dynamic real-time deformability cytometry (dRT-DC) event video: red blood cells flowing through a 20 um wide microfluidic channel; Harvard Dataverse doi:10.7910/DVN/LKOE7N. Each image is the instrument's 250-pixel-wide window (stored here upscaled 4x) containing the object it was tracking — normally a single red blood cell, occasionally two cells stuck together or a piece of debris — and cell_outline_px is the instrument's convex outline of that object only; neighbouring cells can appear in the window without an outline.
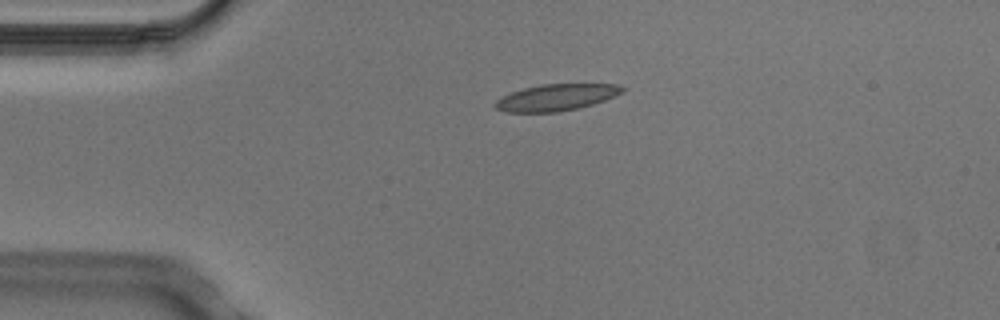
{"species": "Egyptian fruit bat (a non-hibernating species)", "species_latin": "Rousettus aegyptiacus", "temperature_condition": "cold", "stored_images_in_passage": 6, "camera_frame_rate_fps": 3000, "um_per_image_px": 0.085, "animal": {"sex": "male"}, "frame": {"image": 1, "passage_image": 4, "time_ms": 1.0, "image_size_px": [1000, 320], "cell_outline_px": [[628, 88], [624, 92], [604, 100], [580, 108], [556, 112], [508, 112], [496, 108], [492, 104], [500, 96], [524, 88], [540, 84], [620, 84]], "centroid_in_image_um": [47.3, 8.27], "position_along_channel_um": 37.7, "area_um2": 19.83}}